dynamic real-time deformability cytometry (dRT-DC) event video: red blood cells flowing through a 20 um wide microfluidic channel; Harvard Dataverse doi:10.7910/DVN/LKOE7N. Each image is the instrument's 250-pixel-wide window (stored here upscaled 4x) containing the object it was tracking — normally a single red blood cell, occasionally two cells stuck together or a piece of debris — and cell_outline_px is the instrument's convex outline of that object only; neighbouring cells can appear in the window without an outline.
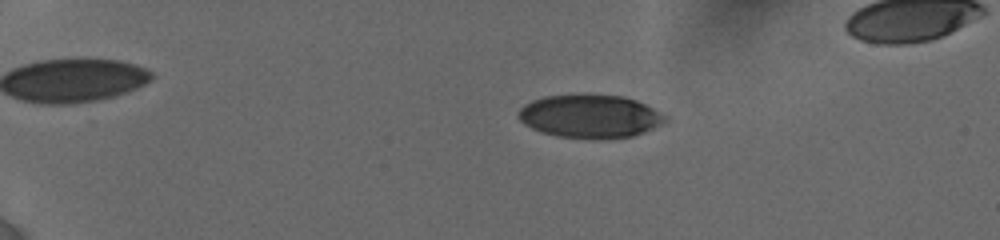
{"species": "human", "species_latin": "Homo sapiens", "temperature_condition": "cold", "stored_images_in_passage": 45, "camera_frame_rate_fps": 3000, "um_per_image_px": 0.085, "donor": {"sex": "female"}, "frame": {"image": 1, "passage_image": 5, "time_ms": 1.333, "image_size_px": [1000, 240], "cell_outline_px": [[668, 120], [644, 132], [632, 136], [556, 136], [532, 128], [524, 124], [520, 120], [520, 108], [524, 104], [532, 100], [544, 96], [624, 96], [636, 100], [668, 116]], "centroid_in_image_um": [50.16, 9.86], "position_along_channel_um": 34.8, "area_um2": 35.43}}
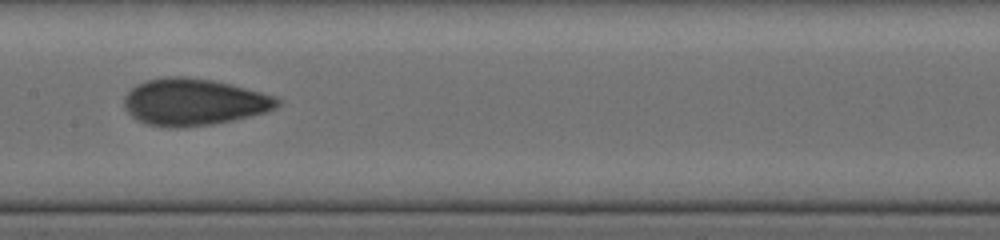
{"frame": {"image": 2, "passage_image": 27, "time_ms": 7.667, "image_size_px": [1000, 240], "cell_outline_px": [[280, 104], [276, 108], [264, 112], [232, 120], [212, 124], [180, 128], [176, 128], [144, 124], [136, 120], [124, 108], [124, 96], [136, 84], [148, 80], [164, 76], [184, 76], [212, 80], [232, 84], [276, 96], [280, 100]], "centroid_in_image_um": [16.45, 8.67], "position_along_channel_um": 190.9, "area_um2": 41.96}}
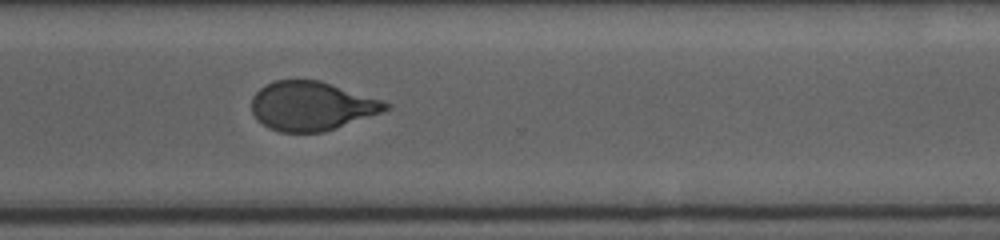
{"frame": {"image": 3, "passage_image": 44, "time_ms": 11.667, "image_size_px": [1000, 240], "cell_outline_px": [[388, 108], [380, 112], [336, 128], [324, 132], [280, 132], [268, 128], [256, 120], [252, 112], [252, 96], [260, 88], [276, 80], [320, 80], [380, 100], [388, 104]], "centroid_in_image_um": [26.41, 9.02], "position_along_channel_um": 344.2, "area_um2": 37.74}}